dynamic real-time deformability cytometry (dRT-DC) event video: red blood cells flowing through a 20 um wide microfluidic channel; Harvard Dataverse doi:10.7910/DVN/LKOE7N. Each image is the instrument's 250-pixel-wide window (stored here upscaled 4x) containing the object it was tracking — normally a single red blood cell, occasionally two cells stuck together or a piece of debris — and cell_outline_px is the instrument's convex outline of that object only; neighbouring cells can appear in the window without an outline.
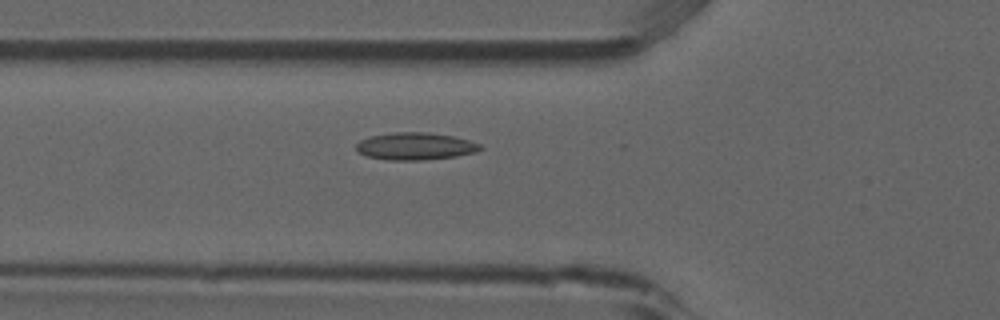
{"species": "common noctule bat (a hibernating species)", "species_latin": "Nyctalus noctula", "temperature_condition": "room temperature", "stored_images_in_passage": 6, "camera_frame_rate_fps": 3000, "um_per_image_px": 0.085, "animal": {"sex": "male", "forearm_length_mm": 52.5}, "frame": {"image": 1, "passage_image": 6, "time_ms": 1.667, "image_size_px": [1000, 320], "cell_outline_px": [[484, 148], [476, 152], [456, 156], [420, 160], [388, 160], [368, 156], [356, 152], [356, 144], [360, 140], [372, 136], [392, 132], [428, 132], [452, 136], [468, 140], [480, 144]], "centroid_in_image_um": [35.29, 12.43], "position_along_channel_um": 90.5, "area_um2": 19.71}}